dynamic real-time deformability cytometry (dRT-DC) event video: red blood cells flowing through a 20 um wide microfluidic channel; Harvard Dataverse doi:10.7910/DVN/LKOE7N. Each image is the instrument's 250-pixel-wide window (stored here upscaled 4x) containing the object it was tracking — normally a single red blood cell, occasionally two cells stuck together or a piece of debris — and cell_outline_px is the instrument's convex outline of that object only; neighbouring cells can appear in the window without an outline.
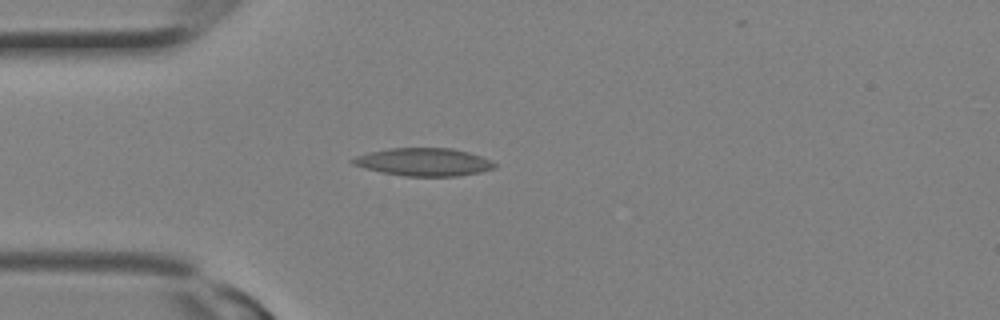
{"species": "Egyptian fruit bat (a non-hibernating species)", "species_latin": "Rousettus aegyptiacus", "temperature_condition": "room temperature", "stored_images_in_passage": 25, "camera_frame_rate_fps": 3000, "um_per_image_px": 0.085, "animal": {"sex": "female"}, "frame": {"image": 1, "passage_image": 5, "time_ms": 1.333, "image_size_px": [1000, 320], "cell_outline_px": [[496, 168], [480, 172], [456, 176], [404, 176], [380, 172], [364, 168], [352, 164], [348, 160], [356, 156], [368, 152], [388, 148], [452, 148], [468, 152], [480, 156], [496, 164]], "centroid_in_image_um": [35.96, 13.77], "position_along_channel_um": 49.0, "area_um2": 23.06}}
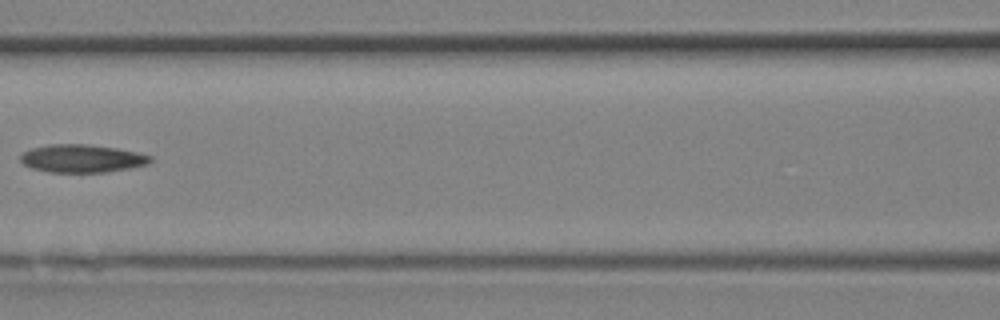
{"frame": {"image": 2, "passage_image": 10, "time_ms": 3.0, "image_size_px": [1000, 320], "cell_outline_px": [[152, 160], [148, 164], [128, 168], [104, 172], [48, 172], [32, 168], [24, 164], [20, 160], [20, 156], [24, 152], [32, 148], [48, 144], [88, 144], [116, 148], [136, 152], [152, 156]], "centroid_in_image_um": [6.95, 13.46], "position_along_channel_um": 159.6, "area_um2": 21.04}}
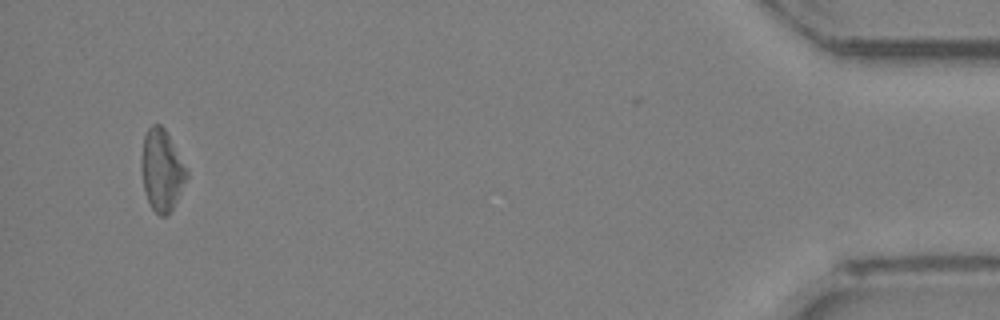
{"frame": {"image": 3, "passage_image": 24, "time_ms": 7.667, "image_size_px": [1000, 320], "cell_outline_px": [[188, 176], [168, 216], [160, 216], [152, 208], [144, 192], [140, 168], [140, 160], [144, 136], [148, 128], [152, 124], [160, 124], [164, 128], [188, 172]], "centroid_in_image_um": [13.71, 14.47], "position_along_channel_um": 421.5, "area_um2": 21.27}}